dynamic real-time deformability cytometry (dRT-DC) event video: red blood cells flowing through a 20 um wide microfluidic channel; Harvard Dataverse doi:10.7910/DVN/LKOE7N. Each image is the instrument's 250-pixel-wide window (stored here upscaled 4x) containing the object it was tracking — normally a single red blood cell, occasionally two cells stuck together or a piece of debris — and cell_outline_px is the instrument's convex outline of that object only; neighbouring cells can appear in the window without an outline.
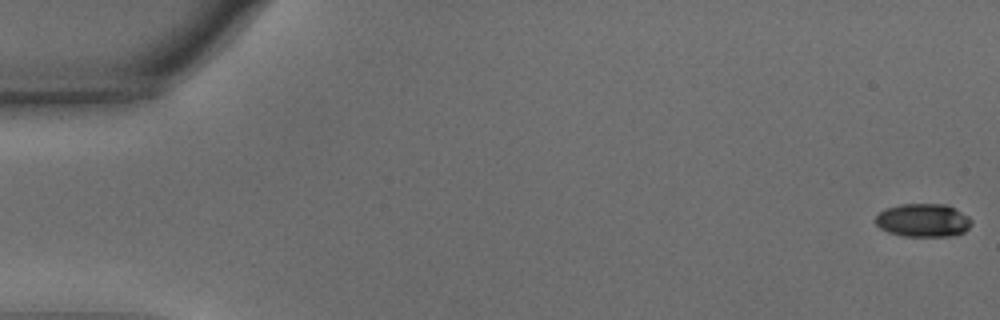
{"species": "common noctule bat (a hibernating species)", "species_latin": "Nyctalus noctula", "temperature_condition": "warm", "stored_images_in_passage": 55, "camera_frame_rate_fps": 3000, "um_per_image_px": 0.085, "animal": {"sex": "male", "body_mass_g": 15.6}, "frame": {"image": 1, "passage_image": 1, "time_ms": 0.0, "image_size_px": [1000, 320], "cell_outline_px": [[972, 224], [964, 232], [952, 236], [904, 236], [888, 232], [880, 228], [876, 224], [876, 216], [884, 208], [900, 204], [948, 204], [956, 208], [968, 216], [972, 220]], "centroid_in_image_um": [78.48, 18.71], "position_along_channel_um": 6.5, "area_um2": 18.79}}
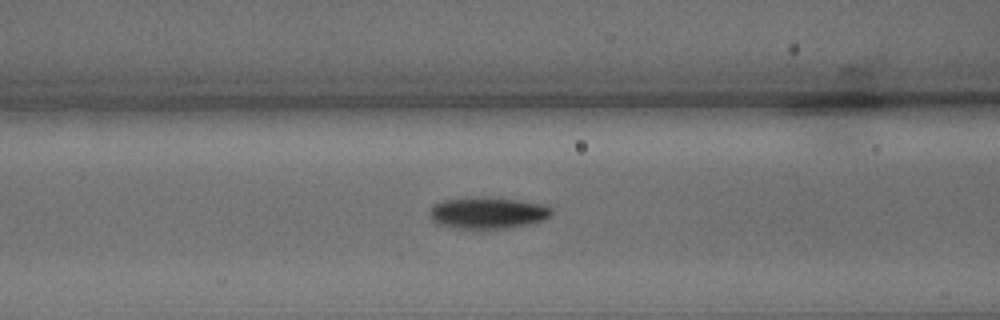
{"frame": {"image": 2, "passage_image": 23, "time_ms": 7.333, "image_size_px": [1000, 320], "cell_outline_px": [[552, 212], [544, 220], [528, 224], [504, 228], [452, 228], [436, 224], [428, 216], [428, 212], [436, 204], [444, 200], [468, 196], [484, 196], [520, 200], [540, 204], [552, 208]], "centroid_in_image_um": [41.4, 18.08], "position_along_channel_um": 125.2, "area_um2": 22.6}}
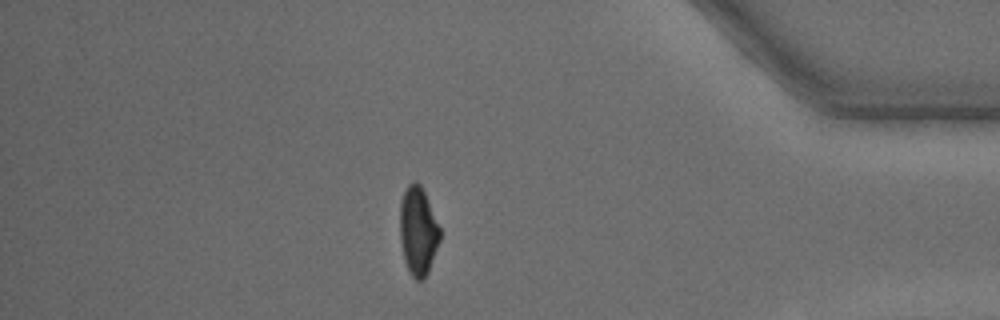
{"frame": {"image": 3, "passage_image": 48, "time_ms": 15.667, "image_size_px": [1000, 320], "cell_outline_px": [[440, 240], [428, 272], [424, 280], [416, 280], [412, 276], [404, 260], [400, 240], [400, 204], [404, 192], [408, 184], [412, 180], [416, 180], [420, 184], [424, 192], [440, 228]], "centroid_in_image_um": [35.53, 19.63], "position_along_channel_um": 399.7, "area_um2": 20.52}, "authors_computed_cell_mechanics": {"area_um2": 21.097, "velocity_mm_per_s": 3.7127, "shape_relaxation_time_tau1_ms": 3.2058, "shape_relaxation_time_tau2_ms": 2.4135, "deformation_change_tau1": 0.1539, "deformation_change_tau2": 0.0762}}